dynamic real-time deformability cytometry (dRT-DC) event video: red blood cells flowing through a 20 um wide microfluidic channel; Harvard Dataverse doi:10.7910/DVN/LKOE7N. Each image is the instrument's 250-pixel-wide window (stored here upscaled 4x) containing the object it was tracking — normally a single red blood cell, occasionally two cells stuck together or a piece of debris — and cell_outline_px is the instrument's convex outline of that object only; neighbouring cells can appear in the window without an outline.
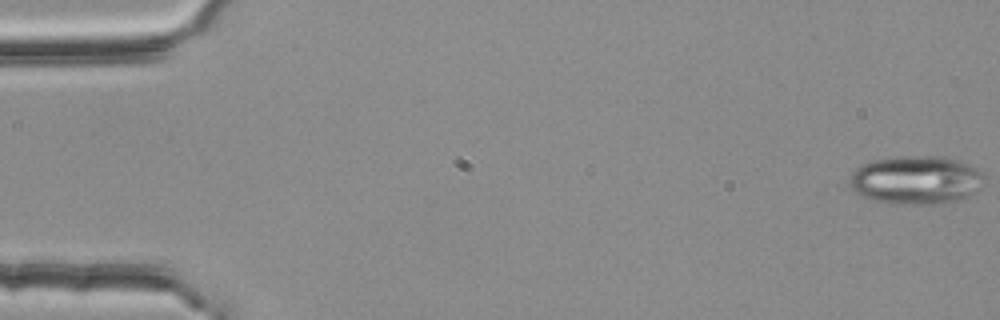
{"species": "common noctule bat (a hibernating species)", "species_latin": "Nyctalus noctula", "temperature_condition": "room temperature", "stored_images_in_passage": 5, "camera_frame_rate_fps": 3000, "um_per_image_px": 0.085, "animal": {"sex": "female", "body_mass_g": 25.1}, "frame": {"image": 1, "passage_image": 1, "time_ms": 0.0, "image_size_px": [1000, 320], "cell_outline_px": [[984, 176], [980, 188], [968, 196], [960, 200], [944, 204], [888, 204], [872, 200], [848, 188], [848, 184], [852, 172], [860, 164], [872, 160], [896, 156], [944, 156], [968, 164], [976, 168]], "centroid_in_image_um": [77.82, 15.31], "position_along_channel_um": 7.2, "area_um2": 38.55}}
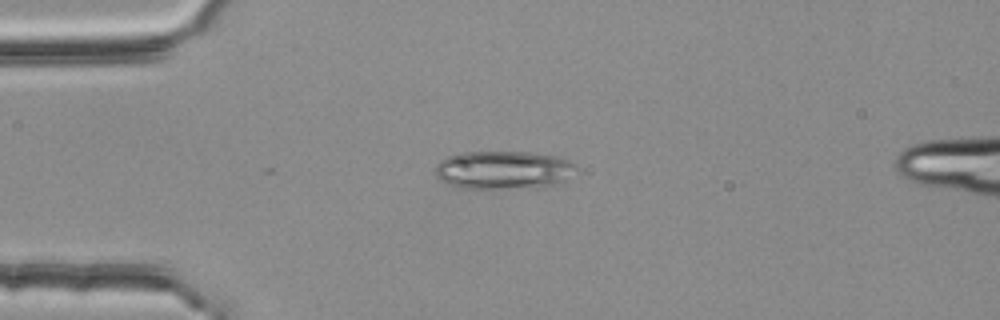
{"frame": {"image": 2, "passage_image": 3, "time_ms": 0.667, "image_size_px": [1000, 320], "cell_outline_px": [[580, 168], [556, 184], [540, 188], [460, 188], [448, 184], [440, 180], [436, 176], [436, 164], [440, 160], [448, 156], [460, 152], [528, 152], [556, 156], [568, 160], [576, 164]], "centroid_in_image_um": [42.79, 14.45], "position_along_channel_um": 42.2, "area_um2": 31.62}}
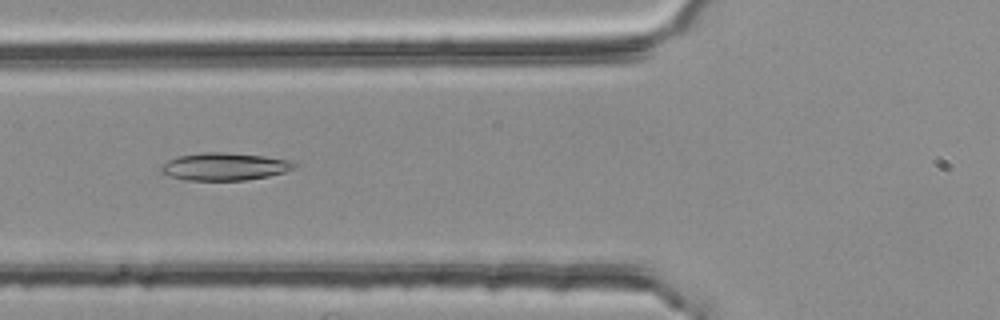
{"frame": {"image": 3, "passage_image": 5, "time_ms": 1.333, "image_size_px": [1000, 320], "cell_outline_px": [[296, 168], [284, 172], [268, 176], [248, 180], [184, 180], [168, 176], [160, 172], [160, 168], [168, 160], [176, 156], [200, 152], [224, 152], [264, 156], [288, 160], [296, 164]], "centroid_in_image_um": [19.05, 14.16], "position_along_channel_um": 106.8, "area_um2": 21.5}}